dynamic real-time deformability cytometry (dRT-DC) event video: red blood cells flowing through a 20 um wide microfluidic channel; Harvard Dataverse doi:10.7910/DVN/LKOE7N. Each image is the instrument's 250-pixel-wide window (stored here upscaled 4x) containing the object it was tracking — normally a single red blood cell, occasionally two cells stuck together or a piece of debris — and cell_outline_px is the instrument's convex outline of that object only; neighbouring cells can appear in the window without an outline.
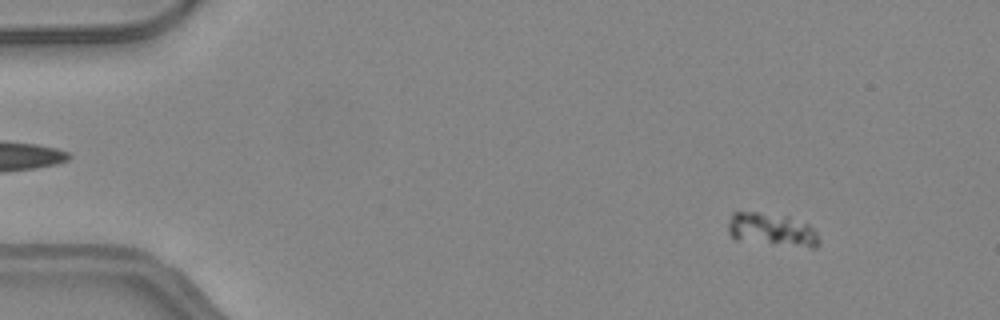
{"species": "common noctule bat (a hibernating species)", "species_latin": "Nyctalus noctula", "temperature_condition": "warm", "stored_images_in_passage": 18, "camera_frame_rate_fps": 3000, "um_per_image_px": 0.085, "animal": {"sex": "female", "body_mass_g": 24.6, "forearm_length_mm": 56.2}, "frame": {"image": 1, "passage_image": 6, "time_ms": 1.667, "image_size_px": [1000, 320], "cell_outline_px": [[820, 244], [816, 248], [812, 248], [736, 240], [728, 232], [728, 220], [732, 212], [756, 212], [788, 216], [808, 224], [816, 232], [820, 240]], "centroid_in_image_um": [65.61, 19.53], "position_along_channel_um": 19.4, "area_um2": 17.63}}
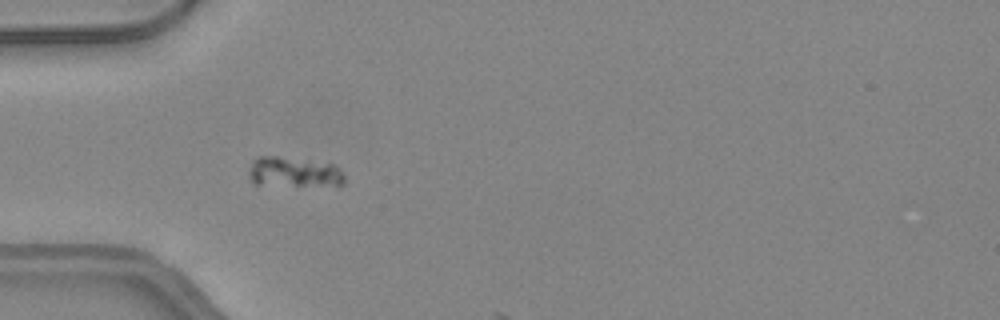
{"frame": {"image": 2, "passage_image": 16, "time_ms": 5.0, "image_size_px": [1000, 320], "cell_outline_px": [[344, 184], [256, 184], [248, 176], [248, 172], [252, 160], [256, 156], [276, 156], [332, 164], [344, 176]], "centroid_in_image_um": [24.87, 14.59], "position_along_channel_um": 60.1, "area_um2": 16.01}}